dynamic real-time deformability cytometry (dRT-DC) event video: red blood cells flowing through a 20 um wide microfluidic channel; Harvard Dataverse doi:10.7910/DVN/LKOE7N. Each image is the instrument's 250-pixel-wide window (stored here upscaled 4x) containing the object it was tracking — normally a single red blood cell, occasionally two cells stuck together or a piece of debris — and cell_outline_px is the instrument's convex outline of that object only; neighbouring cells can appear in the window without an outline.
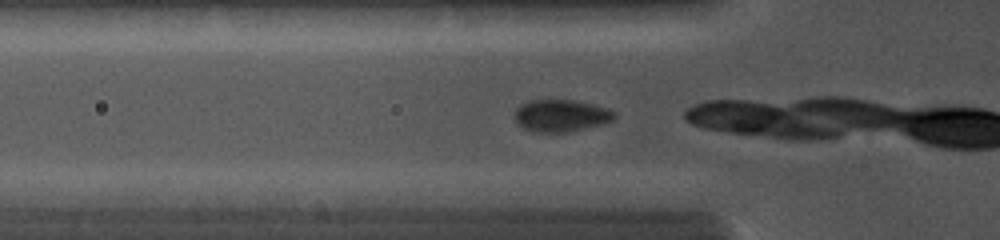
{"species": "common noctule bat (a hibernating species)", "species_latin": "Nyctalus noctula", "temperature_condition": "cold", "stored_images_in_passage": 4, "camera_frame_rate_fps": 5000, "um_per_image_px": 0.085, "animal": {"sex": "female", "body_mass_g": 19.0, "forearm_length_mm": 56.7}, "frame": {"image": 1, "passage_image": 2, "time_ms": 0.2, "image_size_px": [1000, 240], "cell_outline_px": [[616, 116], [612, 120], [604, 124], [564, 132], [532, 132], [520, 128], [516, 124], [516, 108], [520, 104], [528, 100], [576, 100], [608, 108], [616, 112]], "centroid_in_image_um": [47.66, 9.83], "position_along_channel_um": 78.1, "area_um2": 18.84}}